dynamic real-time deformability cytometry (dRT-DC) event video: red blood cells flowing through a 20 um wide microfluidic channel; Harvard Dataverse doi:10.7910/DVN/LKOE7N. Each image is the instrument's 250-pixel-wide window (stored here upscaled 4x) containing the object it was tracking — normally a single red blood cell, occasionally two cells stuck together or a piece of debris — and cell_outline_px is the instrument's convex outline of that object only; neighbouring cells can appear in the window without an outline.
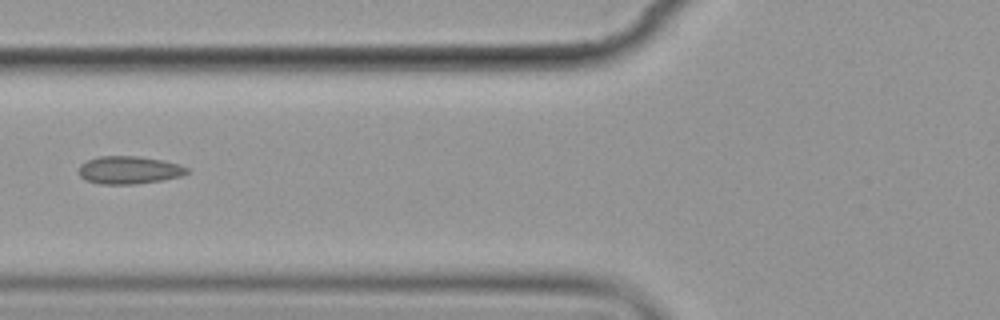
{"species": "common noctule bat (a hibernating species)", "species_latin": "Nyctalus noctula", "temperature_condition": "cold", "stored_images_in_passage": 6, "camera_frame_rate_fps": 3000, "um_per_image_px": 0.085, "animal": {"sex": "female", "body_mass_g": 19.9}, "frame": {"image": 1, "passage_image": 6, "time_ms": 6.667, "image_size_px": [1000, 320], "cell_outline_px": [[188, 172], [180, 176], [160, 180], [136, 184], [100, 184], [88, 180], [80, 176], [80, 164], [88, 160], [100, 156], [140, 156], [160, 160], [176, 164], [188, 168]], "centroid_in_image_um": [10.95, 14.45], "position_along_channel_um": 114.9, "area_um2": 17.17}}